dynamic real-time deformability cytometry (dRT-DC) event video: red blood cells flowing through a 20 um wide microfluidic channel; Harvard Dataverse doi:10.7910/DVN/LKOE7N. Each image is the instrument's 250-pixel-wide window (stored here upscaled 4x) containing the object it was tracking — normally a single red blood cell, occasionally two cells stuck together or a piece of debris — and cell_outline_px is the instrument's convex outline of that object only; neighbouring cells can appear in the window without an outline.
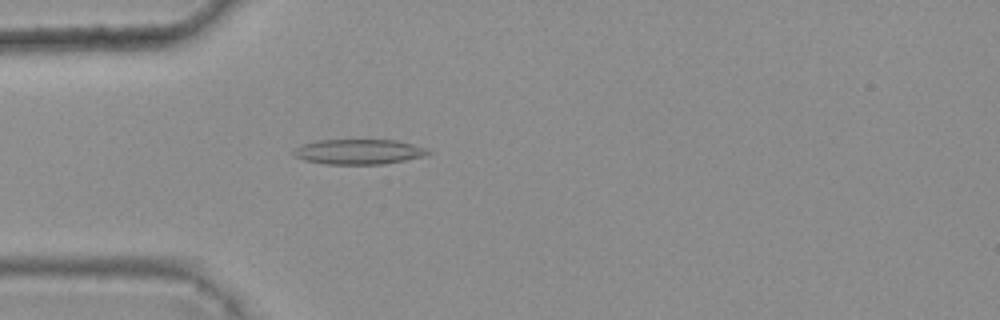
{"species": "common noctule bat (a hibernating species)", "species_latin": "Nyctalus noctula", "temperature_condition": "warm", "stored_images_in_passage": 5, "camera_frame_rate_fps": 3000, "um_per_image_px": 0.085, "animal": {"sex": "female", "body_mass_g": 25.1}, "frame": {"image": 1, "passage_image": 5, "time_ms": 1.333, "image_size_px": [1000, 320], "cell_outline_px": [[432, 152], [420, 156], [404, 160], [384, 164], [324, 164], [304, 160], [296, 156], [292, 152], [296, 148], [304, 144], [316, 140], [396, 140], [412, 144], [424, 148]], "centroid_in_image_um": [30.45, 12.9], "position_along_channel_um": 54.5, "area_um2": 19.36}}